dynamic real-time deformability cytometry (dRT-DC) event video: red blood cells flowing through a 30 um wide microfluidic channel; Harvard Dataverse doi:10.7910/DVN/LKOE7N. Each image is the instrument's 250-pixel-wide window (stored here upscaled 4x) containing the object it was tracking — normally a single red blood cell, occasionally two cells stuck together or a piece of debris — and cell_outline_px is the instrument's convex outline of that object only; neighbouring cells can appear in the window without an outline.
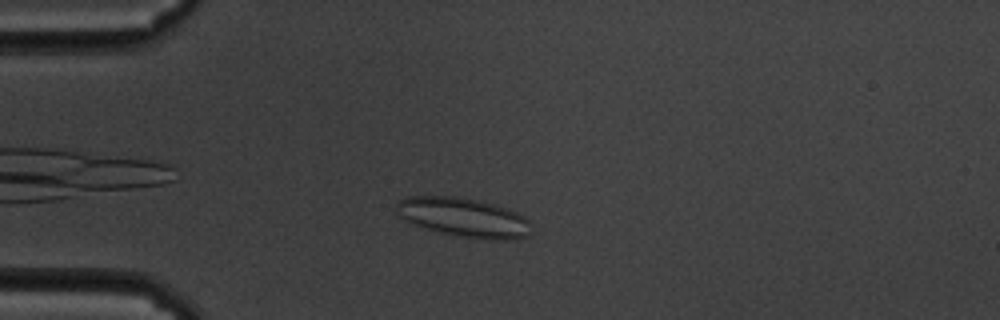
{"species": "common noctule bat (a hibernating species)", "species_latin": "Nyctalus noctula", "temperature_condition": "cold", "stored_images_in_passage": 37, "camera_frame_rate_fps": 3000, "um_per_image_px": 0.085, "animal": {"sex": "male", "body_mass_g": 19.5, "forearm_length_mm": 54.6}, "frame": {"image": 1, "passage_image": 1, "time_ms": 0.0, "image_size_px": [1000, 320], "cell_outline_px": [[532, 232], [528, 236], [516, 240], [492, 240], [460, 236], [412, 224], [404, 220], [396, 212], [396, 204], [400, 200], [408, 196], [456, 196], [476, 200], [492, 204], [516, 212], [524, 216], [532, 224]], "centroid_in_image_um": [39.45, 18.49], "position_along_channel_um": 45.5, "area_um2": 30.75}}
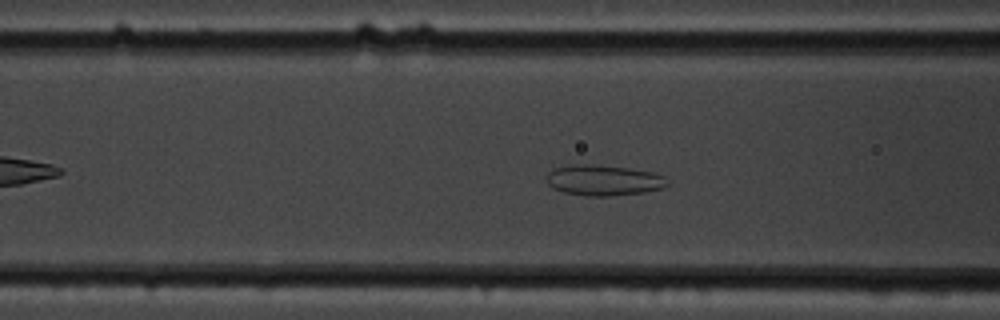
{"frame": {"image": 2, "passage_image": 9, "time_ms": 2.667, "image_size_px": [1000, 320], "cell_outline_px": [[672, 184], [664, 188], [644, 192], [612, 196], [584, 196], [564, 192], [552, 188], [548, 184], [548, 172], [556, 168], [572, 164], [592, 164], [628, 168], [652, 172], [664, 176]], "centroid_in_image_um": [51.35, 15.33], "position_along_channel_um": 115.2, "area_um2": 21.73}}
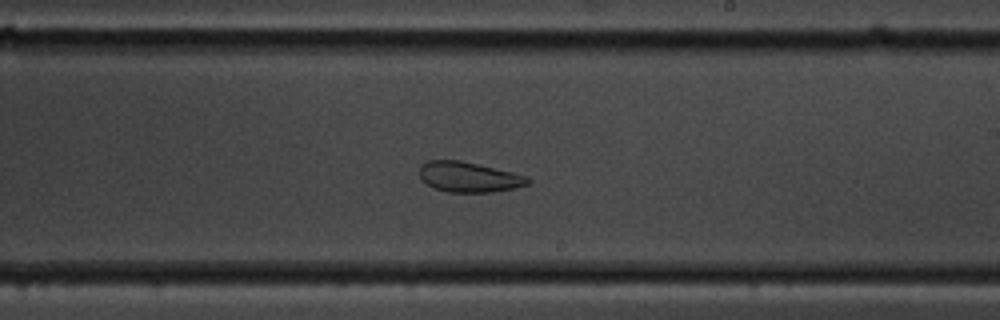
{"frame": {"image": 3, "passage_image": 21, "time_ms": 6.667, "image_size_px": [1000, 320], "cell_outline_px": [[532, 180], [528, 184], [516, 188], [492, 192], [448, 192], [436, 188], [428, 184], [420, 176], [420, 164], [428, 160], [460, 160], [512, 172], [528, 176]], "centroid_in_image_um": [39.88, 15.04], "position_along_channel_um": 249.1, "area_um2": 19.02}, "authors_computed_cell_mechanics": {"area_um2": 21.5016, "velocity_mm_per_s": 3.3591, "shape_relaxation_time_tau1_ms": null, "shape_relaxation_time_tau2_ms": 1.8097, "deformation_change_tau1": null, "deformation_change_tau2": 0.0691}}